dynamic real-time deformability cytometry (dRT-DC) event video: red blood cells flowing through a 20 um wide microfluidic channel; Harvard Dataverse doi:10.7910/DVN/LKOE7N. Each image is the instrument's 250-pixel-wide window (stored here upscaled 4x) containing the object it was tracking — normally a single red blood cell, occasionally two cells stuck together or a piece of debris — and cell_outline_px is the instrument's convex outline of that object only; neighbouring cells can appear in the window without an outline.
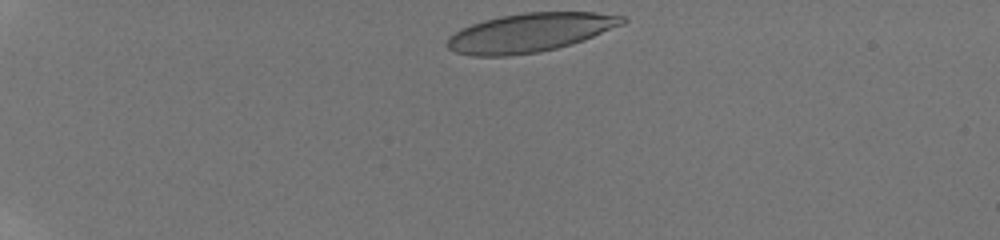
{"species": "human", "species_latin": "Homo sapiens", "temperature_condition": "room temperature", "stored_images_in_passage": 39, "camera_frame_rate_fps": 3000, "um_per_image_px": 0.085, "donor": {"sex": "male"}, "frame": {"image": 1, "passage_image": 1, "time_ms": 0.0, "image_size_px": [1000, 240], "cell_outline_px": [[628, 20], [624, 24], [584, 40], [572, 44], [540, 52], [508, 56], [472, 56], [456, 52], [448, 48], [444, 44], [448, 36], [472, 24], [484, 20], [500, 16], [524, 12], [596, 12], [624, 16]], "centroid_in_image_um": [45.06, 2.77], "position_along_channel_um": 39.9, "area_um2": 39.77}}
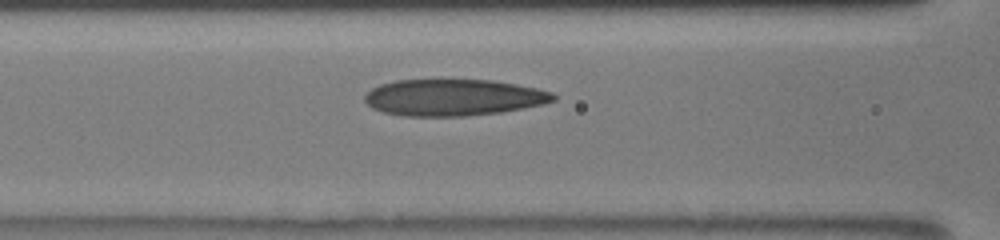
{"frame": {"image": 2, "passage_image": 14, "time_ms": 4.333, "image_size_px": [1000, 240], "cell_outline_px": [[556, 100], [544, 104], [500, 112], [464, 116], [404, 116], [384, 112], [372, 108], [364, 100], [364, 96], [372, 88], [380, 84], [396, 80], [492, 80], [516, 84], [536, 88], [552, 92], [556, 96]], "centroid_in_image_um": [38.54, 8.28], "position_along_channel_um": 128.1, "area_um2": 40.11}}
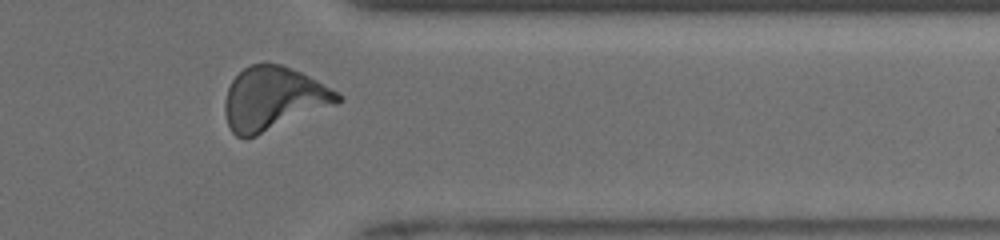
{"frame": {"image": 3, "passage_image": 34, "time_ms": 11.0, "image_size_px": [1000, 240], "cell_outline_px": [[344, 96], [336, 104], [248, 140], [244, 140], [236, 136], [232, 132], [228, 124], [224, 112], [224, 104], [228, 88], [232, 80], [244, 68], [252, 64], [280, 64], [300, 72], [316, 80]], "centroid_in_image_um": [23.2, 8.42], "position_along_channel_um": 388.2, "area_um2": 41.56}, "authors_computed_cell_mechanics": {"area_um2": 40.1132, "velocity_mm_per_s": 3.9346, "shape_relaxation_time_tau1_ms": 5.9273, "shape_relaxation_time_tau2_ms": 1.3612, "deformation_change_tau1": 0.2115, "deformation_change_tau2": 0.0858}}